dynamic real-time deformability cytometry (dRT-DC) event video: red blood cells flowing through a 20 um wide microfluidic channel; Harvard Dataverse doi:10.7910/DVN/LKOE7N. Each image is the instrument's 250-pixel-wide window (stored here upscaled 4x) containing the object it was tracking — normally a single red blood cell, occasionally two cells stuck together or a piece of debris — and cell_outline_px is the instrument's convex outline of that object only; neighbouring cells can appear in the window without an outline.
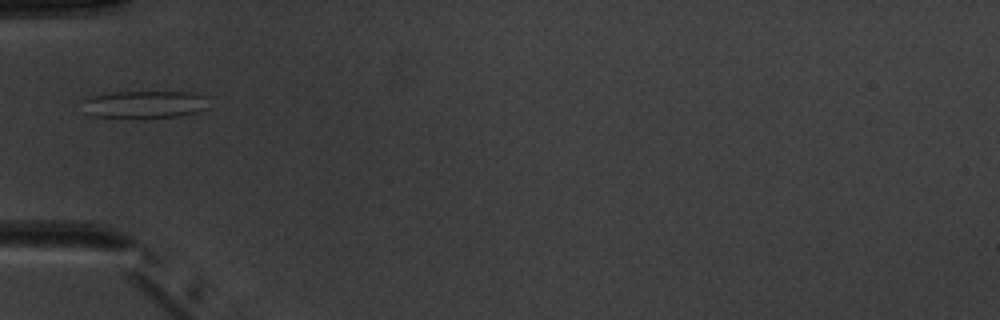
{"species": "common noctule bat (a hibernating species)", "species_latin": "Nyctalus noctula", "temperature_condition": "warm", "stored_images_in_passage": 5, "camera_frame_rate_fps": 3000, "um_per_image_px": 0.085, "animal": {"sex": "male", "body_mass_g": 20.1, "forearm_length_mm": 53.5}, "frame": {"image": 1, "passage_image": 5, "time_ms": 4.667, "image_size_px": [1000, 320], "cell_outline_px": [[208, 108], [196, 112], [180, 116], [132, 120], [128, 120], [92, 116], [84, 112], [80, 100], [88, 96], [108, 92], [192, 92], [204, 96]], "centroid_in_image_um": [12.15, 8.91], "position_along_channel_um": 72.9, "area_um2": 21.27}}